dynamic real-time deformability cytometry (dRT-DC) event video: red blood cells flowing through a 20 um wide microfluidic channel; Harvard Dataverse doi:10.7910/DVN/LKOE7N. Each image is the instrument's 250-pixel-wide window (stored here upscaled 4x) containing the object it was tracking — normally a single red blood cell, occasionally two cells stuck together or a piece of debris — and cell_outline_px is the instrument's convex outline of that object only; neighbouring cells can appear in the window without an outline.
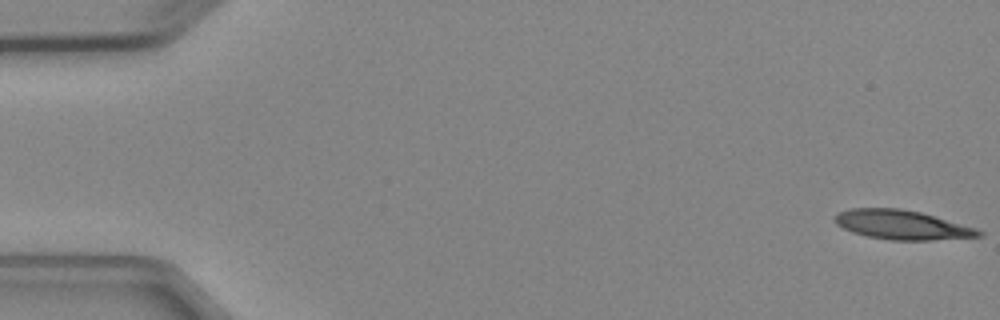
{"species": "Egyptian fruit bat (a non-hibernating species)", "species_latin": "Rousettus aegyptiacus", "temperature_condition": "cold", "stored_images_in_passage": 5, "camera_frame_rate_fps": 3000, "um_per_image_px": 0.085, "animal": {"sex": "female"}, "frame": {"image": 1, "passage_image": 1, "time_ms": 0.0, "image_size_px": [1000, 320], "cell_outline_px": [[984, 236], [932, 240], [892, 240], [868, 236], [852, 232], [836, 224], [836, 216], [840, 212], [848, 208], [900, 208], [920, 212], [976, 228], [984, 232]], "centroid_in_image_um": [76.7, 19.11], "position_along_channel_um": 8.3, "area_um2": 24.33}}
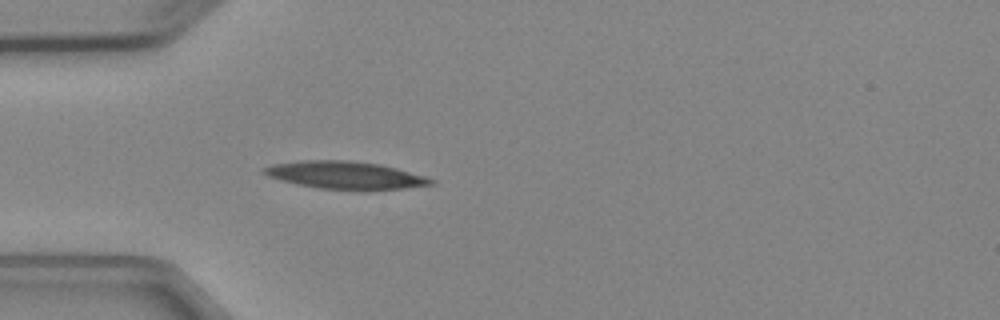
{"frame": {"image": 2, "passage_image": 5, "time_ms": 4.667, "image_size_px": [1000, 320], "cell_outline_px": [[436, 184], [404, 188], [320, 188], [296, 184], [280, 180], [268, 176], [260, 172], [260, 168], [272, 164], [304, 160], [344, 160], [380, 164], [396, 168], [424, 176], [436, 180]], "centroid_in_image_um": [29.28, 14.86], "position_along_channel_um": 55.7, "area_um2": 26.24}}